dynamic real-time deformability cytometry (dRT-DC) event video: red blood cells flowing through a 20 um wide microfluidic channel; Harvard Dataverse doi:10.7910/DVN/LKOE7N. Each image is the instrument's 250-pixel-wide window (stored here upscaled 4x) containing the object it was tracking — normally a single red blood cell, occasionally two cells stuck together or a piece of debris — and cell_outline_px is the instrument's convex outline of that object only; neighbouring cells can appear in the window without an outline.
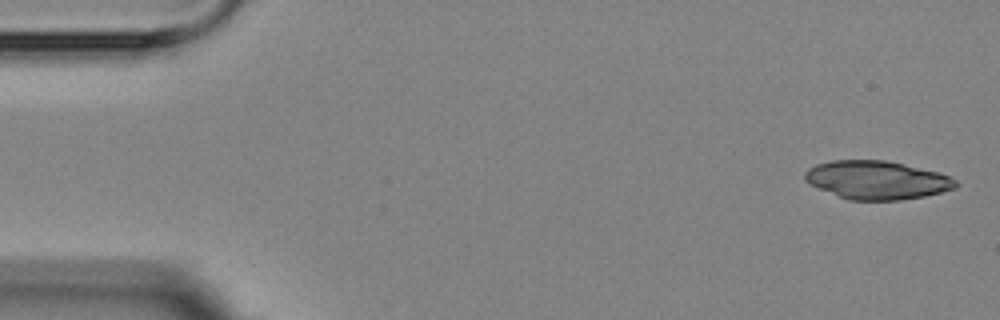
{"species": "Egyptian fruit bat (a non-hibernating species)", "species_latin": "Rousettus aegyptiacus", "temperature_condition": "room temperature", "stored_images_in_passage": 5, "segment_of_instrument_passage": [1, 2], "camera_frame_rate_fps": 3000, "um_per_image_px": 0.085, "animal": {"sex": "female"}, "frame": {"image": 1, "passage_image": 1, "time_ms": 0.0, "image_size_px": [1000, 320], "cell_outline_px": [[960, 184], [956, 188], [924, 196], [900, 200], [848, 200], [820, 188], [804, 180], [804, 172], [808, 168], [816, 164], [832, 160], [884, 160], [904, 164], [940, 172], [956, 180]], "centroid_in_image_um": [74.55, 15.3], "position_along_channel_um": 10.4, "area_um2": 33.7}}